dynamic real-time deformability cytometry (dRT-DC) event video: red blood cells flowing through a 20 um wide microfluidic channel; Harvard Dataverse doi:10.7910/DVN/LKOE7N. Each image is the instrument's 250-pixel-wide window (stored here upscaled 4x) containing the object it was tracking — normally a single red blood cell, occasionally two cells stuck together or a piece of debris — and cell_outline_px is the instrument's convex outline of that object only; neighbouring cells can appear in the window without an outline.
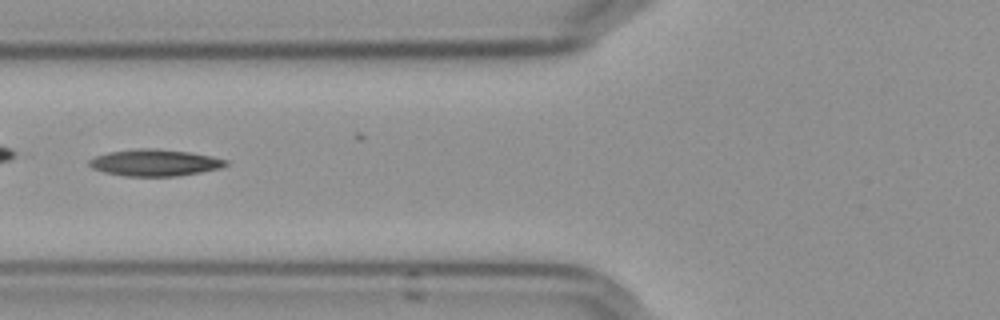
{"species": "Egyptian fruit bat (a non-hibernating species)", "species_latin": "Rousettus aegyptiacus", "temperature_condition": "cold", "stored_images_in_passage": 36, "camera_frame_rate_fps": 3000, "um_per_image_px": 0.085, "frame": {"image": 1, "passage_image": 2, "time_ms": 0.333, "image_size_px": [1000, 320], "cell_outline_px": [[228, 164], [220, 168], [200, 172], [176, 176], [124, 176], [104, 172], [92, 168], [88, 164], [88, 160], [96, 156], [108, 152], [136, 148], [156, 148], [188, 152], [212, 156], [228, 160]], "centroid_in_image_um": [13.14, 13.82], "position_along_channel_um": 112.7, "area_um2": 21.27}}
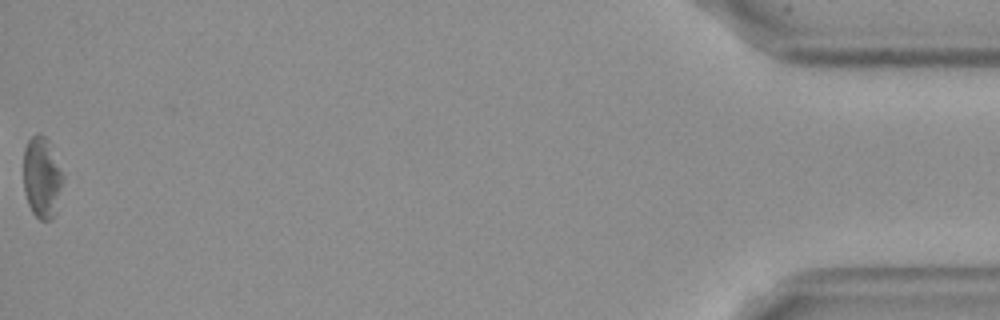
{"frame": {"image": 2, "passage_image": 36, "time_ms": 11.667, "image_size_px": [1000, 320], "cell_outline_px": [[64, 176], [56, 212], [52, 220], [40, 220], [32, 212], [28, 204], [24, 192], [24, 148], [28, 140], [36, 132], [44, 136], [48, 140]], "centroid_in_image_um": [3.56, 15.1], "position_along_channel_um": 431.6, "area_um2": 18.73}}